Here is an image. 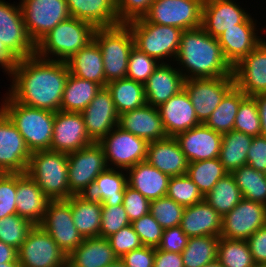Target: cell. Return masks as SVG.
<instances>
[{"mask_svg": "<svg viewBox=\"0 0 266 267\" xmlns=\"http://www.w3.org/2000/svg\"><path fill=\"white\" fill-rule=\"evenodd\" d=\"M69 73L66 62L34 54L21 59L7 94L25 106L57 112Z\"/></svg>", "mask_w": 266, "mask_h": 267, "instance_id": "obj_1", "label": "cell"}, {"mask_svg": "<svg viewBox=\"0 0 266 267\" xmlns=\"http://www.w3.org/2000/svg\"><path fill=\"white\" fill-rule=\"evenodd\" d=\"M175 61L183 66L182 71L185 67V80L233 76V67L224 57L218 39L202 27L182 32Z\"/></svg>", "mask_w": 266, "mask_h": 267, "instance_id": "obj_2", "label": "cell"}, {"mask_svg": "<svg viewBox=\"0 0 266 267\" xmlns=\"http://www.w3.org/2000/svg\"><path fill=\"white\" fill-rule=\"evenodd\" d=\"M1 110L16 126L30 152L50 150L55 112L32 108L5 96Z\"/></svg>", "mask_w": 266, "mask_h": 267, "instance_id": "obj_3", "label": "cell"}, {"mask_svg": "<svg viewBox=\"0 0 266 267\" xmlns=\"http://www.w3.org/2000/svg\"><path fill=\"white\" fill-rule=\"evenodd\" d=\"M95 30L92 24L70 17L36 43L35 54L44 59L66 62L93 40ZM50 55L57 59H52Z\"/></svg>", "mask_w": 266, "mask_h": 267, "instance_id": "obj_4", "label": "cell"}, {"mask_svg": "<svg viewBox=\"0 0 266 267\" xmlns=\"http://www.w3.org/2000/svg\"><path fill=\"white\" fill-rule=\"evenodd\" d=\"M26 173L49 200L70 198L68 154L50 150L32 152Z\"/></svg>", "mask_w": 266, "mask_h": 267, "instance_id": "obj_5", "label": "cell"}, {"mask_svg": "<svg viewBox=\"0 0 266 267\" xmlns=\"http://www.w3.org/2000/svg\"><path fill=\"white\" fill-rule=\"evenodd\" d=\"M93 40L102 53L107 83L126 78L129 54L134 46L130 28L126 24L96 28Z\"/></svg>", "mask_w": 266, "mask_h": 267, "instance_id": "obj_6", "label": "cell"}, {"mask_svg": "<svg viewBox=\"0 0 266 267\" xmlns=\"http://www.w3.org/2000/svg\"><path fill=\"white\" fill-rule=\"evenodd\" d=\"M130 28L134 46L161 63L165 57L175 58L183 30L178 27L148 22L144 17L126 23Z\"/></svg>", "mask_w": 266, "mask_h": 267, "instance_id": "obj_7", "label": "cell"}, {"mask_svg": "<svg viewBox=\"0 0 266 267\" xmlns=\"http://www.w3.org/2000/svg\"><path fill=\"white\" fill-rule=\"evenodd\" d=\"M20 5L26 30L35 44L71 17L66 0H21Z\"/></svg>", "mask_w": 266, "mask_h": 267, "instance_id": "obj_8", "label": "cell"}, {"mask_svg": "<svg viewBox=\"0 0 266 267\" xmlns=\"http://www.w3.org/2000/svg\"><path fill=\"white\" fill-rule=\"evenodd\" d=\"M204 0H154L144 18L154 24L184 30L202 26Z\"/></svg>", "mask_w": 266, "mask_h": 267, "instance_id": "obj_9", "label": "cell"}, {"mask_svg": "<svg viewBox=\"0 0 266 267\" xmlns=\"http://www.w3.org/2000/svg\"><path fill=\"white\" fill-rule=\"evenodd\" d=\"M99 143L103 147L108 168L116 167L126 171L147 158L148 142L119 126L112 129ZM111 164L114 167L109 166Z\"/></svg>", "mask_w": 266, "mask_h": 267, "instance_id": "obj_10", "label": "cell"}, {"mask_svg": "<svg viewBox=\"0 0 266 267\" xmlns=\"http://www.w3.org/2000/svg\"><path fill=\"white\" fill-rule=\"evenodd\" d=\"M17 252L20 267H60L67 263L68 255L40 225L31 229Z\"/></svg>", "mask_w": 266, "mask_h": 267, "instance_id": "obj_11", "label": "cell"}, {"mask_svg": "<svg viewBox=\"0 0 266 267\" xmlns=\"http://www.w3.org/2000/svg\"><path fill=\"white\" fill-rule=\"evenodd\" d=\"M108 168L105 153L99 142L68 153V182L70 197L80 192Z\"/></svg>", "mask_w": 266, "mask_h": 267, "instance_id": "obj_12", "label": "cell"}, {"mask_svg": "<svg viewBox=\"0 0 266 267\" xmlns=\"http://www.w3.org/2000/svg\"><path fill=\"white\" fill-rule=\"evenodd\" d=\"M39 225L67 255L75 250L84 240L74 225L71 205L68 199L49 200L44 218Z\"/></svg>", "mask_w": 266, "mask_h": 267, "instance_id": "obj_13", "label": "cell"}, {"mask_svg": "<svg viewBox=\"0 0 266 267\" xmlns=\"http://www.w3.org/2000/svg\"><path fill=\"white\" fill-rule=\"evenodd\" d=\"M234 85L233 76L185 80L184 89L189 95L200 123H205Z\"/></svg>", "mask_w": 266, "mask_h": 267, "instance_id": "obj_14", "label": "cell"}, {"mask_svg": "<svg viewBox=\"0 0 266 267\" xmlns=\"http://www.w3.org/2000/svg\"><path fill=\"white\" fill-rule=\"evenodd\" d=\"M266 225L265 204L242 199L233 210L222 217L220 237L247 240Z\"/></svg>", "mask_w": 266, "mask_h": 267, "instance_id": "obj_15", "label": "cell"}, {"mask_svg": "<svg viewBox=\"0 0 266 267\" xmlns=\"http://www.w3.org/2000/svg\"><path fill=\"white\" fill-rule=\"evenodd\" d=\"M0 45L12 49L21 59L36 52V44L28 35L23 21L21 5H10L0 0Z\"/></svg>", "mask_w": 266, "mask_h": 267, "instance_id": "obj_16", "label": "cell"}, {"mask_svg": "<svg viewBox=\"0 0 266 267\" xmlns=\"http://www.w3.org/2000/svg\"><path fill=\"white\" fill-rule=\"evenodd\" d=\"M31 154L16 126L0 109V172L26 173Z\"/></svg>", "mask_w": 266, "mask_h": 267, "instance_id": "obj_17", "label": "cell"}, {"mask_svg": "<svg viewBox=\"0 0 266 267\" xmlns=\"http://www.w3.org/2000/svg\"><path fill=\"white\" fill-rule=\"evenodd\" d=\"M91 143L81 113L55 112L50 151L68 154Z\"/></svg>", "mask_w": 266, "mask_h": 267, "instance_id": "obj_18", "label": "cell"}, {"mask_svg": "<svg viewBox=\"0 0 266 267\" xmlns=\"http://www.w3.org/2000/svg\"><path fill=\"white\" fill-rule=\"evenodd\" d=\"M234 84L246 96L266 93V41L262 40L233 67Z\"/></svg>", "mask_w": 266, "mask_h": 267, "instance_id": "obj_19", "label": "cell"}, {"mask_svg": "<svg viewBox=\"0 0 266 267\" xmlns=\"http://www.w3.org/2000/svg\"><path fill=\"white\" fill-rule=\"evenodd\" d=\"M81 115L87 134L93 142H100L118 126L119 114L106 87L100 89Z\"/></svg>", "mask_w": 266, "mask_h": 267, "instance_id": "obj_20", "label": "cell"}, {"mask_svg": "<svg viewBox=\"0 0 266 267\" xmlns=\"http://www.w3.org/2000/svg\"><path fill=\"white\" fill-rule=\"evenodd\" d=\"M232 0H204L202 28L214 38L237 24L244 23L251 15Z\"/></svg>", "mask_w": 266, "mask_h": 267, "instance_id": "obj_21", "label": "cell"}, {"mask_svg": "<svg viewBox=\"0 0 266 267\" xmlns=\"http://www.w3.org/2000/svg\"><path fill=\"white\" fill-rule=\"evenodd\" d=\"M175 138L189 163L219 157L222 134L204 123L178 134Z\"/></svg>", "mask_w": 266, "mask_h": 267, "instance_id": "obj_22", "label": "cell"}, {"mask_svg": "<svg viewBox=\"0 0 266 267\" xmlns=\"http://www.w3.org/2000/svg\"><path fill=\"white\" fill-rule=\"evenodd\" d=\"M157 108L167 137H176L201 124L184 88Z\"/></svg>", "mask_w": 266, "mask_h": 267, "instance_id": "obj_23", "label": "cell"}, {"mask_svg": "<svg viewBox=\"0 0 266 267\" xmlns=\"http://www.w3.org/2000/svg\"><path fill=\"white\" fill-rule=\"evenodd\" d=\"M122 171L123 169L107 168L78 196L87 202L101 203L102 206L121 205L125 187L128 185L126 178L128 174L125 175Z\"/></svg>", "mask_w": 266, "mask_h": 267, "instance_id": "obj_24", "label": "cell"}, {"mask_svg": "<svg viewBox=\"0 0 266 267\" xmlns=\"http://www.w3.org/2000/svg\"><path fill=\"white\" fill-rule=\"evenodd\" d=\"M251 16L242 24L226 29L217 38L224 57L234 67L247 56L263 39L255 33L256 24Z\"/></svg>", "mask_w": 266, "mask_h": 267, "instance_id": "obj_25", "label": "cell"}, {"mask_svg": "<svg viewBox=\"0 0 266 267\" xmlns=\"http://www.w3.org/2000/svg\"><path fill=\"white\" fill-rule=\"evenodd\" d=\"M146 161L170 177L186 175L189 164L175 137L148 142Z\"/></svg>", "mask_w": 266, "mask_h": 267, "instance_id": "obj_26", "label": "cell"}, {"mask_svg": "<svg viewBox=\"0 0 266 267\" xmlns=\"http://www.w3.org/2000/svg\"><path fill=\"white\" fill-rule=\"evenodd\" d=\"M182 71L162 62L144 84L146 104L159 107L184 88Z\"/></svg>", "mask_w": 266, "mask_h": 267, "instance_id": "obj_27", "label": "cell"}, {"mask_svg": "<svg viewBox=\"0 0 266 267\" xmlns=\"http://www.w3.org/2000/svg\"><path fill=\"white\" fill-rule=\"evenodd\" d=\"M118 126L147 142L167 137L158 108L148 104L120 114Z\"/></svg>", "mask_w": 266, "mask_h": 267, "instance_id": "obj_28", "label": "cell"}, {"mask_svg": "<svg viewBox=\"0 0 266 267\" xmlns=\"http://www.w3.org/2000/svg\"><path fill=\"white\" fill-rule=\"evenodd\" d=\"M49 199L27 173H17L16 214L39 225Z\"/></svg>", "mask_w": 266, "mask_h": 267, "instance_id": "obj_29", "label": "cell"}, {"mask_svg": "<svg viewBox=\"0 0 266 267\" xmlns=\"http://www.w3.org/2000/svg\"><path fill=\"white\" fill-rule=\"evenodd\" d=\"M181 229L190 237H220L222 217L205 200L184 208Z\"/></svg>", "mask_w": 266, "mask_h": 267, "instance_id": "obj_30", "label": "cell"}, {"mask_svg": "<svg viewBox=\"0 0 266 267\" xmlns=\"http://www.w3.org/2000/svg\"><path fill=\"white\" fill-rule=\"evenodd\" d=\"M70 16L92 24L95 28L120 24L116 0H66Z\"/></svg>", "mask_w": 266, "mask_h": 267, "instance_id": "obj_31", "label": "cell"}, {"mask_svg": "<svg viewBox=\"0 0 266 267\" xmlns=\"http://www.w3.org/2000/svg\"><path fill=\"white\" fill-rule=\"evenodd\" d=\"M127 184L149 201L166 196L170 176L159 171L146 160L126 170Z\"/></svg>", "mask_w": 266, "mask_h": 267, "instance_id": "obj_32", "label": "cell"}, {"mask_svg": "<svg viewBox=\"0 0 266 267\" xmlns=\"http://www.w3.org/2000/svg\"><path fill=\"white\" fill-rule=\"evenodd\" d=\"M118 257L107 238H84L82 243L67 256L70 267H107Z\"/></svg>", "mask_w": 266, "mask_h": 267, "instance_id": "obj_33", "label": "cell"}, {"mask_svg": "<svg viewBox=\"0 0 266 267\" xmlns=\"http://www.w3.org/2000/svg\"><path fill=\"white\" fill-rule=\"evenodd\" d=\"M66 63L70 74L75 77L95 82L102 88L106 86L102 53L94 40L80 49Z\"/></svg>", "mask_w": 266, "mask_h": 267, "instance_id": "obj_34", "label": "cell"}, {"mask_svg": "<svg viewBox=\"0 0 266 267\" xmlns=\"http://www.w3.org/2000/svg\"><path fill=\"white\" fill-rule=\"evenodd\" d=\"M102 87L87 79L69 73L66 80L60 111L81 113Z\"/></svg>", "mask_w": 266, "mask_h": 267, "instance_id": "obj_35", "label": "cell"}, {"mask_svg": "<svg viewBox=\"0 0 266 267\" xmlns=\"http://www.w3.org/2000/svg\"><path fill=\"white\" fill-rule=\"evenodd\" d=\"M105 87L110 92L119 115L146 104L144 84L142 83L126 77L111 81Z\"/></svg>", "mask_w": 266, "mask_h": 267, "instance_id": "obj_36", "label": "cell"}, {"mask_svg": "<svg viewBox=\"0 0 266 267\" xmlns=\"http://www.w3.org/2000/svg\"><path fill=\"white\" fill-rule=\"evenodd\" d=\"M74 225L83 238L99 237L102 204L87 202L78 195L69 199Z\"/></svg>", "mask_w": 266, "mask_h": 267, "instance_id": "obj_37", "label": "cell"}, {"mask_svg": "<svg viewBox=\"0 0 266 267\" xmlns=\"http://www.w3.org/2000/svg\"><path fill=\"white\" fill-rule=\"evenodd\" d=\"M252 140L253 136L234 130L222 135L219 159L228 173L246 165Z\"/></svg>", "mask_w": 266, "mask_h": 267, "instance_id": "obj_38", "label": "cell"}, {"mask_svg": "<svg viewBox=\"0 0 266 267\" xmlns=\"http://www.w3.org/2000/svg\"><path fill=\"white\" fill-rule=\"evenodd\" d=\"M245 97L246 95L234 85L204 124L222 135L229 133L233 130L239 105Z\"/></svg>", "mask_w": 266, "mask_h": 267, "instance_id": "obj_39", "label": "cell"}, {"mask_svg": "<svg viewBox=\"0 0 266 267\" xmlns=\"http://www.w3.org/2000/svg\"><path fill=\"white\" fill-rule=\"evenodd\" d=\"M242 199L241 190L237 186L231 173L222 177L204 197V200L217 211L221 217L233 210Z\"/></svg>", "mask_w": 266, "mask_h": 267, "instance_id": "obj_40", "label": "cell"}, {"mask_svg": "<svg viewBox=\"0 0 266 267\" xmlns=\"http://www.w3.org/2000/svg\"><path fill=\"white\" fill-rule=\"evenodd\" d=\"M219 238L217 236H197L188 238L181 256L184 267H203L217 259Z\"/></svg>", "mask_w": 266, "mask_h": 267, "instance_id": "obj_41", "label": "cell"}, {"mask_svg": "<svg viewBox=\"0 0 266 267\" xmlns=\"http://www.w3.org/2000/svg\"><path fill=\"white\" fill-rule=\"evenodd\" d=\"M228 172L220 162L219 157L188 164L187 176L198 186L205 197L214 185Z\"/></svg>", "mask_w": 266, "mask_h": 267, "instance_id": "obj_42", "label": "cell"}, {"mask_svg": "<svg viewBox=\"0 0 266 267\" xmlns=\"http://www.w3.org/2000/svg\"><path fill=\"white\" fill-rule=\"evenodd\" d=\"M232 176L244 199L266 204V174L249 165L233 171Z\"/></svg>", "mask_w": 266, "mask_h": 267, "instance_id": "obj_43", "label": "cell"}, {"mask_svg": "<svg viewBox=\"0 0 266 267\" xmlns=\"http://www.w3.org/2000/svg\"><path fill=\"white\" fill-rule=\"evenodd\" d=\"M217 260L224 267H254L246 240L219 238Z\"/></svg>", "mask_w": 266, "mask_h": 267, "instance_id": "obj_44", "label": "cell"}, {"mask_svg": "<svg viewBox=\"0 0 266 267\" xmlns=\"http://www.w3.org/2000/svg\"><path fill=\"white\" fill-rule=\"evenodd\" d=\"M34 226L31 221L17 214L1 218L0 240L18 250Z\"/></svg>", "mask_w": 266, "mask_h": 267, "instance_id": "obj_45", "label": "cell"}, {"mask_svg": "<svg viewBox=\"0 0 266 267\" xmlns=\"http://www.w3.org/2000/svg\"><path fill=\"white\" fill-rule=\"evenodd\" d=\"M233 130L253 137L261 135V121L258 105L253 96H246L241 101Z\"/></svg>", "mask_w": 266, "mask_h": 267, "instance_id": "obj_46", "label": "cell"}, {"mask_svg": "<svg viewBox=\"0 0 266 267\" xmlns=\"http://www.w3.org/2000/svg\"><path fill=\"white\" fill-rule=\"evenodd\" d=\"M166 196L184 207L204 200L198 186L187 175L171 177Z\"/></svg>", "mask_w": 266, "mask_h": 267, "instance_id": "obj_47", "label": "cell"}, {"mask_svg": "<svg viewBox=\"0 0 266 267\" xmlns=\"http://www.w3.org/2000/svg\"><path fill=\"white\" fill-rule=\"evenodd\" d=\"M184 208L183 205L177 204L168 196H164L150 201L149 213L163 229H167L180 226Z\"/></svg>", "mask_w": 266, "mask_h": 267, "instance_id": "obj_48", "label": "cell"}, {"mask_svg": "<svg viewBox=\"0 0 266 267\" xmlns=\"http://www.w3.org/2000/svg\"><path fill=\"white\" fill-rule=\"evenodd\" d=\"M161 62L133 46L128 59L126 77L145 84Z\"/></svg>", "mask_w": 266, "mask_h": 267, "instance_id": "obj_49", "label": "cell"}, {"mask_svg": "<svg viewBox=\"0 0 266 267\" xmlns=\"http://www.w3.org/2000/svg\"><path fill=\"white\" fill-rule=\"evenodd\" d=\"M131 224L123 205L102 206L99 237L108 238Z\"/></svg>", "mask_w": 266, "mask_h": 267, "instance_id": "obj_50", "label": "cell"}, {"mask_svg": "<svg viewBox=\"0 0 266 267\" xmlns=\"http://www.w3.org/2000/svg\"><path fill=\"white\" fill-rule=\"evenodd\" d=\"M17 173L0 174V219L16 214Z\"/></svg>", "mask_w": 266, "mask_h": 267, "instance_id": "obj_51", "label": "cell"}, {"mask_svg": "<svg viewBox=\"0 0 266 267\" xmlns=\"http://www.w3.org/2000/svg\"><path fill=\"white\" fill-rule=\"evenodd\" d=\"M132 226L140 237L143 246L157 248L162 239L163 228L154 217L148 213L134 220Z\"/></svg>", "mask_w": 266, "mask_h": 267, "instance_id": "obj_52", "label": "cell"}, {"mask_svg": "<svg viewBox=\"0 0 266 267\" xmlns=\"http://www.w3.org/2000/svg\"><path fill=\"white\" fill-rule=\"evenodd\" d=\"M114 254L121 258L124 254L143 246L140 237L135 232L132 224L121 228L118 232L110 235L108 238Z\"/></svg>", "mask_w": 266, "mask_h": 267, "instance_id": "obj_53", "label": "cell"}, {"mask_svg": "<svg viewBox=\"0 0 266 267\" xmlns=\"http://www.w3.org/2000/svg\"><path fill=\"white\" fill-rule=\"evenodd\" d=\"M154 0H116V10L120 24L143 18Z\"/></svg>", "mask_w": 266, "mask_h": 267, "instance_id": "obj_54", "label": "cell"}, {"mask_svg": "<svg viewBox=\"0 0 266 267\" xmlns=\"http://www.w3.org/2000/svg\"><path fill=\"white\" fill-rule=\"evenodd\" d=\"M122 205L131 223L150 211V201L128 185L125 187Z\"/></svg>", "mask_w": 266, "mask_h": 267, "instance_id": "obj_55", "label": "cell"}, {"mask_svg": "<svg viewBox=\"0 0 266 267\" xmlns=\"http://www.w3.org/2000/svg\"><path fill=\"white\" fill-rule=\"evenodd\" d=\"M188 238L180 226L167 228L163 230L162 239L157 248L167 252L182 253Z\"/></svg>", "mask_w": 266, "mask_h": 267, "instance_id": "obj_56", "label": "cell"}, {"mask_svg": "<svg viewBox=\"0 0 266 267\" xmlns=\"http://www.w3.org/2000/svg\"><path fill=\"white\" fill-rule=\"evenodd\" d=\"M246 165L266 174V137L255 136L251 142Z\"/></svg>", "mask_w": 266, "mask_h": 267, "instance_id": "obj_57", "label": "cell"}, {"mask_svg": "<svg viewBox=\"0 0 266 267\" xmlns=\"http://www.w3.org/2000/svg\"><path fill=\"white\" fill-rule=\"evenodd\" d=\"M154 257L155 248L142 246L124 254L120 259L126 267H153Z\"/></svg>", "mask_w": 266, "mask_h": 267, "instance_id": "obj_58", "label": "cell"}, {"mask_svg": "<svg viewBox=\"0 0 266 267\" xmlns=\"http://www.w3.org/2000/svg\"><path fill=\"white\" fill-rule=\"evenodd\" d=\"M246 241L255 264H266V225L256 230Z\"/></svg>", "mask_w": 266, "mask_h": 267, "instance_id": "obj_59", "label": "cell"}, {"mask_svg": "<svg viewBox=\"0 0 266 267\" xmlns=\"http://www.w3.org/2000/svg\"><path fill=\"white\" fill-rule=\"evenodd\" d=\"M153 267H184L181 253L167 252L155 248Z\"/></svg>", "mask_w": 266, "mask_h": 267, "instance_id": "obj_60", "label": "cell"}, {"mask_svg": "<svg viewBox=\"0 0 266 267\" xmlns=\"http://www.w3.org/2000/svg\"><path fill=\"white\" fill-rule=\"evenodd\" d=\"M21 58L8 46L0 45V67L4 68L6 74L11 75L18 68Z\"/></svg>", "mask_w": 266, "mask_h": 267, "instance_id": "obj_61", "label": "cell"}, {"mask_svg": "<svg viewBox=\"0 0 266 267\" xmlns=\"http://www.w3.org/2000/svg\"><path fill=\"white\" fill-rule=\"evenodd\" d=\"M258 105V112L261 121V135L266 137V93L253 96Z\"/></svg>", "mask_w": 266, "mask_h": 267, "instance_id": "obj_62", "label": "cell"}, {"mask_svg": "<svg viewBox=\"0 0 266 267\" xmlns=\"http://www.w3.org/2000/svg\"><path fill=\"white\" fill-rule=\"evenodd\" d=\"M5 262H18V252L0 240V263Z\"/></svg>", "mask_w": 266, "mask_h": 267, "instance_id": "obj_63", "label": "cell"}, {"mask_svg": "<svg viewBox=\"0 0 266 267\" xmlns=\"http://www.w3.org/2000/svg\"><path fill=\"white\" fill-rule=\"evenodd\" d=\"M107 267H126V266L120 258H117L113 263H111Z\"/></svg>", "mask_w": 266, "mask_h": 267, "instance_id": "obj_64", "label": "cell"}, {"mask_svg": "<svg viewBox=\"0 0 266 267\" xmlns=\"http://www.w3.org/2000/svg\"><path fill=\"white\" fill-rule=\"evenodd\" d=\"M0 267H20L19 262H5L0 263Z\"/></svg>", "mask_w": 266, "mask_h": 267, "instance_id": "obj_65", "label": "cell"}, {"mask_svg": "<svg viewBox=\"0 0 266 267\" xmlns=\"http://www.w3.org/2000/svg\"><path fill=\"white\" fill-rule=\"evenodd\" d=\"M203 267H224V266H222V264L216 259L213 262L204 265Z\"/></svg>", "mask_w": 266, "mask_h": 267, "instance_id": "obj_66", "label": "cell"}, {"mask_svg": "<svg viewBox=\"0 0 266 267\" xmlns=\"http://www.w3.org/2000/svg\"><path fill=\"white\" fill-rule=\"evenodd\" d=\"M254 267H266V264H256Z\"/></svg>", "mask_w": 266, "mask_h": 267, "instance_id": "obj_67", "label": "cell"}, {"mask_svg": "<svg viewBox=\"0 0 266 267\" xmlns=\"http://www.w3.org/2000/svg\"><path fill=\"white\" fill-rule=\"evenodd\" d=\"M65 267H70V265H69V263H68V262L65 264Z\"/></svg>", "mask_w": 266, "mask_h": 267, "instance_id": "obj_68", "label": "cell"}]
</instances>
